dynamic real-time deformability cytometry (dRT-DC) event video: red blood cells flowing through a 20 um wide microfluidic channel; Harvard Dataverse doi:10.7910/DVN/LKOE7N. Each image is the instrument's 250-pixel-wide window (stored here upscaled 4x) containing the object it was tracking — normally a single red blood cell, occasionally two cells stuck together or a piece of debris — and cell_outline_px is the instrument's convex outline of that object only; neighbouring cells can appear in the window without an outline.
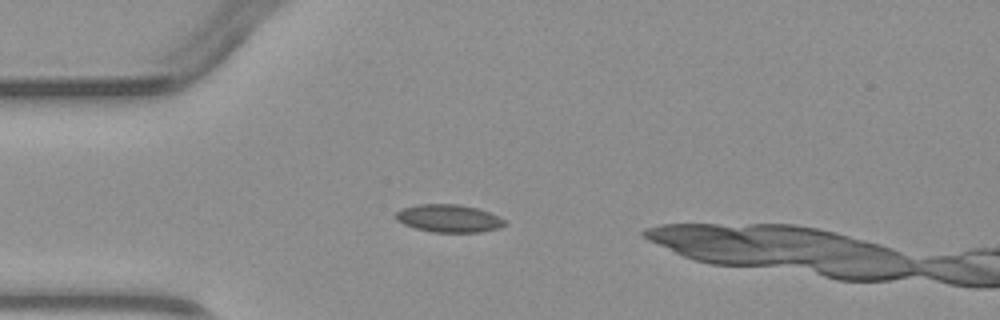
{"species": "common noctule bat (a hibernating species)", "species_latin": "Nyctalus noctula", "temperature_condition": "warm", "stored_images_in_passage": 1, "camera_frame_rate_fps": 3000, "um_per_image_px": 0.085, "animal": {"sex": "male", "body_mass_g": 23.1, "forearm_length_mm": 52.7}, "frame": {"image": 1, "passage_image": 1, "time_ms": 0.0, "image_size_px": [1000, 320], "cell_outline_px": [[508, 224], [500, 228], [480, 232], [432, 232], [416, 228], [404, 224], [396, 220], [396, 212], [400, 208], [416, 204], [460, 204], [476, 208], [488, 212], [504, 220]], "centroid_in_image_um": [38.13, 18.56], "position_along_channel_um": 46.9, "area_um2": 17.63}}